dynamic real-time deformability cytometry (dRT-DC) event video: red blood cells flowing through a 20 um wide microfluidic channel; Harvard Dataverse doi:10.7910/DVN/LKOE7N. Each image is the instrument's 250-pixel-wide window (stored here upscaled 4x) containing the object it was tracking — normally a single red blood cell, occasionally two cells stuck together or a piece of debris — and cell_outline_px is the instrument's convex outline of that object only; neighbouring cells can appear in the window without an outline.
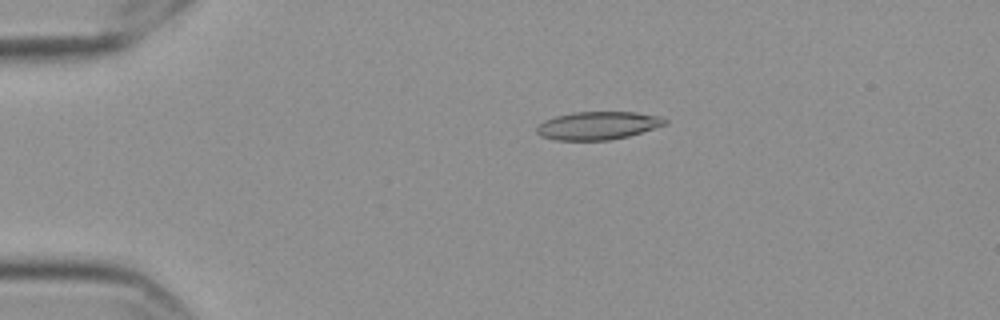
{"species": "Egyptian fruit bat (a non-hibernating species)", "species_latin": "Rousettus aegyptiacus", "temperature_condition": "cold", "stored_images_in_passage": 57, "camera_frame_rate_fps": 3000, "um_per_image_px": 0.085, "frame": {"image": 1, "passage_image": 12, "time_ms": 3.667, "image_size_px": [1000, 320], "cell_outline_px": [[668, 124], [628, 136], [608, 140], [556, 140], [540, 136], [536, 132], [536, 128], [544, 120], [556, 116], [572, 112], [636, 112], [660, 116], [668, 120]], "centroid_in_image_um": [50.83, 10.67], "position_along_channel_um": 34.2, "area_um2": 20.98}}
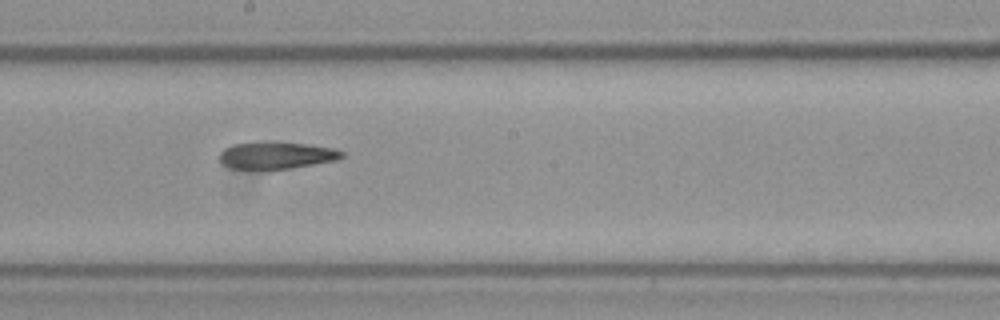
{"frame": {"image": 2, "passage_image": 32, "time_ms": 10.333, "image_size_px": [1000, 320], "cell_outline_px": [[344, 156], [336, 160], [288, 168], [232, 168], [224, 164], [220, 160], [220, 152], [224, 148], [232, 144], [260, 140], [276, 140], [308, 144], [332, 148], [344, 152]], "centroid_in_image_um": [23.47, 13.14], "position_along_channel_um": 224.7, "area_um2": 19.42}}
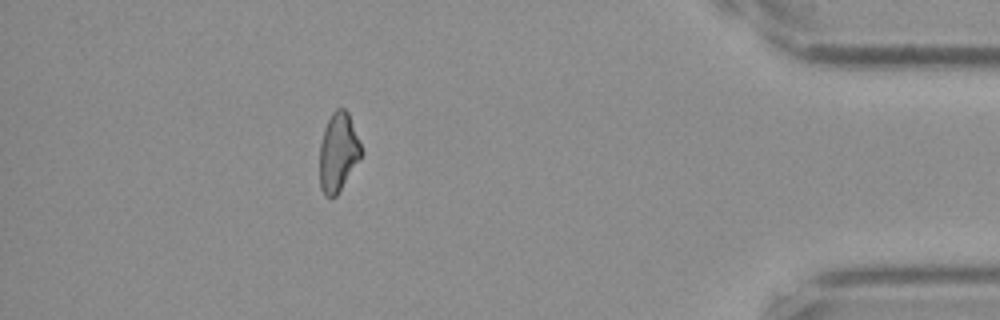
{"frame": {"image": 3, "passage_image": 51, "time_ms": 16.667, "image_size_px": [1000, 320], "cell_outline_px": [[364, 152], [336, 196], [324, 196], [320, 188], [320, 144], [324, 128], [332, 112], [336, 108], [344, 108], [348, 112]], "centroid_in_image_um": [28.75, 12.92], "position_along_channel_um": 406.5, "area_um2": 19.02}}